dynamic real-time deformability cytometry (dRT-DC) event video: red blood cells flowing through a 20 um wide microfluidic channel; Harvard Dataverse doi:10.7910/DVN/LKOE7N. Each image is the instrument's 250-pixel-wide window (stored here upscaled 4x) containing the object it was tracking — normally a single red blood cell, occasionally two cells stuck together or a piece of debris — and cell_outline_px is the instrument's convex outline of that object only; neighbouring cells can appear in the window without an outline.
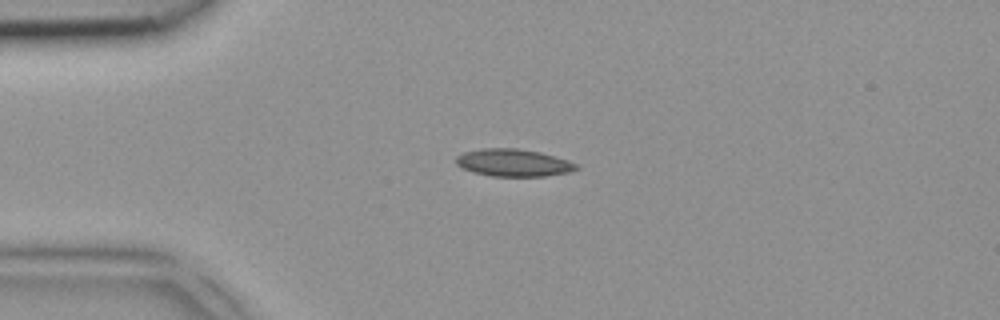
{"species": "common noctule bat (a hibernating species)", "species_latin": "Nyctalus noctula", "temperature_condition": "room temperature", "stored_images_in_passage": 2, "camera_frame_rate_fps": 3000, "um_per_image_px": 0.085, "animal": {"sex": "female", "body_mass_g": 18.4}, "frame": {"image": 1, "passage_image": 1, "time_ms": 0.0, "image_size_px": [1000, 320], "cell_outline_px": [[580, 168], [568, 172], [544, 176], [492, 176], [472, 172], [460, 168], [456, 164], [456, 156], [464, 152], [480, 148], [516, 148], [540, 152], [576, 164]], "centroid_in_image_um": [43.56, 13.83], "position_along_channel_um": 41.4, "area_um2": 19.07}}